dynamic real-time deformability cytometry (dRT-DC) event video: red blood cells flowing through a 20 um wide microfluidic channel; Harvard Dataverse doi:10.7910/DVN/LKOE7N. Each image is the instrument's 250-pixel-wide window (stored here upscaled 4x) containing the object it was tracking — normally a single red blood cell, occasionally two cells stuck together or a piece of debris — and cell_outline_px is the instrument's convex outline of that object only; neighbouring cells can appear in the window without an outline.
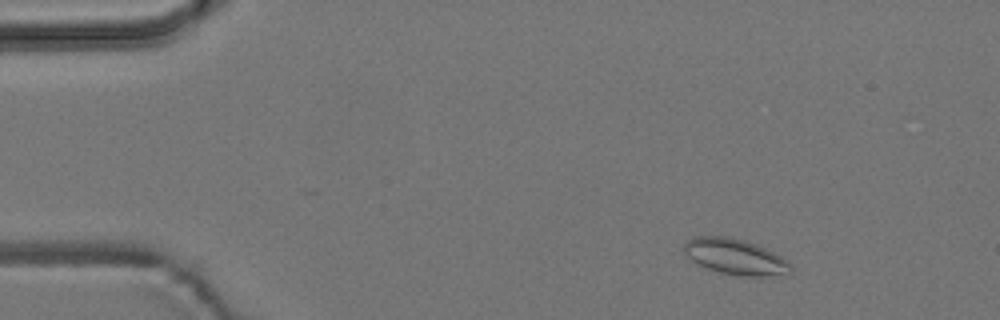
{"species": "common noctule bat (a hibernating species)", "species_latin": "Nyctalus noctula", "temperature_condition": "room temperature", "stored_images_in_passage": 5, "camera_frame_rate_fps": 3000, "um_per_image_px": 0.085, "animal": {"sex": "male", "body_mass_g": 19.2, "forearm_length_mm": 51.8}, "frame": {"image": 1, "passage_image": 2, "time_ms": 1.333, "image_size_px": [1000, 320], "cell_outline_px": [[792, 272], [764, 276], [740, 276], [720, 272], [708, 268], [692, 260], [684, 252], [684, 244], [692, 236], [728, 236], [744, 240], [756, 244], [780, 256], [792, 264]], "centroid_in_image_um": [62.49, 21.81], "position_along_channel_um": 22.5, "area_um2": 21.96}}